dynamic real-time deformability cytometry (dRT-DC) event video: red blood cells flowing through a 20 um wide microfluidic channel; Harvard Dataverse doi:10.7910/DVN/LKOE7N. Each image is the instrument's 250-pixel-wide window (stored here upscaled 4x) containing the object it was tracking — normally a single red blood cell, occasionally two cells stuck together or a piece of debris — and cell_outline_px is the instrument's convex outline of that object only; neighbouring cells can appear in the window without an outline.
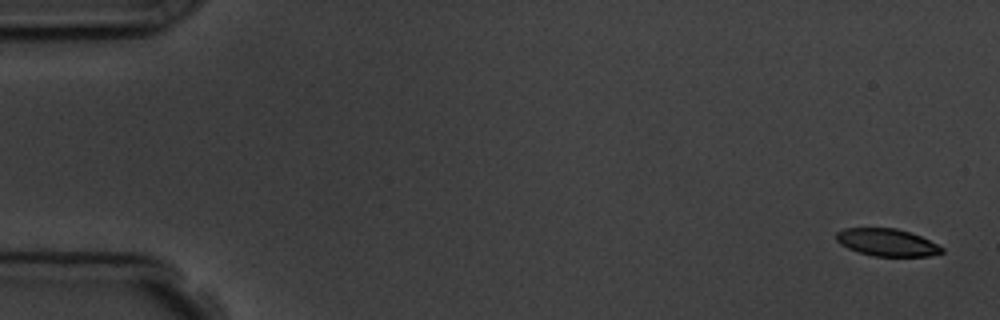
{"species": "common noctule bat (a hibernating species)", "species_latin": "Nyctalus noctula", "temperature_condition": "room temperature", "stored_images_in_passage": 5, "segment_of_instrument_passage": [1, 2], "camera_frame_rate_fps": 3000, "um_per_image_px": 0.085, "animal": {"sex": "male", "body_mass_g": 19.5, "forearm_length_mm": 54.6}, "frame": {"image": 1, "passage_image": 1, "time_ms": 0.0, "image_size_px": [1000, 320], "cell_outline_px": [[944, 252], [928, 256], [872, 256], [848, 248], [840, 244], [836, 240], [836, 232], [844, 228], [896, 228], [920, 236], [944, 248]], "centroid_in_image_um": [75.37, 20.6], "position_along_channel_um": 9.6, "area_um2": 16.7}}